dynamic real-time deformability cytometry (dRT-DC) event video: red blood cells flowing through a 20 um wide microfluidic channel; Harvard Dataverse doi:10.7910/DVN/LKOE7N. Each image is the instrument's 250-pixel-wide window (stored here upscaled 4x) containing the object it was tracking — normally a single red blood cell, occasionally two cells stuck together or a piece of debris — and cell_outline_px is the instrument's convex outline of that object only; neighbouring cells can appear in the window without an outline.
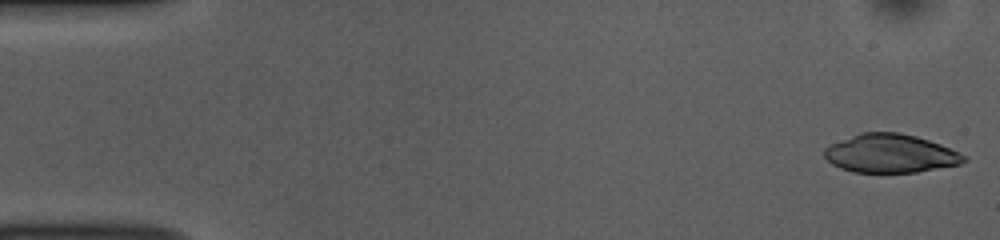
{"species": "common noctule bat (a hibernating species)", "species_latin": "Nyctalus noctula", "temperature_condition": "room temperature", "stored_images_in_passage": 11, "camera_frame_rate_fps": 3000, "um_per_image_px": 0.085, "animal": {"sex": "female", "body_mass_g": 10.0, "forearm_length_mm": 53.1}, "frame": {"image": 1, "passage_image": 1, "time_ms": 0.0, "image_size_px": [1000, 240], "cell_outline_px": [[968, 160], [960, 164], [916, 172], [852, 172], [840, 168], [832, 164], [824, 156], [824, 148], [832, 144], [860, 132], [896, 132], [916, 136], [940, 144], [968, 156]], "centroid_in_image_um": [75.69, 13.05], "position_along_channel_um": 9.3, "area_um2": 31.21}}